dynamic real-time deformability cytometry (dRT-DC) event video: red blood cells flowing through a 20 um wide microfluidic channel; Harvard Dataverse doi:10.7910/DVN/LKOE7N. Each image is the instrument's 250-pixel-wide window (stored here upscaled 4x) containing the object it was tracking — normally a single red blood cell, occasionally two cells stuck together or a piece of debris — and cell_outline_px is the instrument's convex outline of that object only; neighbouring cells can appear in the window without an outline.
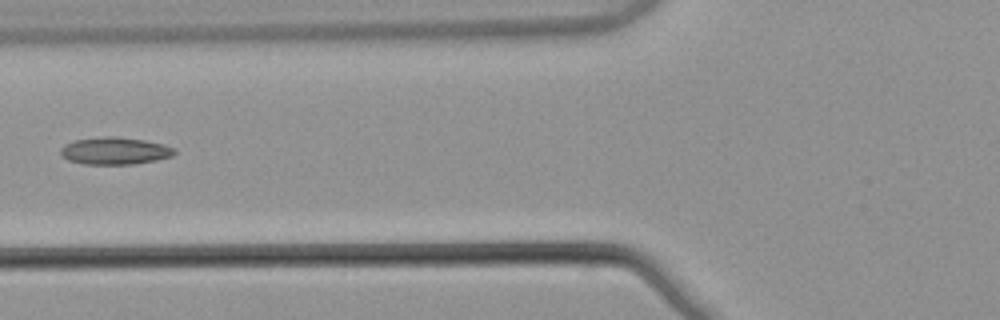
{"species": "common noctule bat (a hibernating species)", "species_latin": "Nyctalus noctula", "temperature_condition": "warm", "stored_images_in_passage": 6, "camera_frame_rate_fps": 3000, "um_per_image_px": 0.085, "animal": {"sex": "male", "body_mass_g": 21.5, "forearm_length_mm": 52.0}, "frame": {"image": 1, "passage_image": 6, "time_ms": 1.667, "image_size_px": [1000, 320], "cell_outline_px": [[176, 152], [172, 156], [156, 160], [132, 164], [84, 164], [68, 160], [60, 152], [60, 148], [64, 144], [76, 140], [104, 136], [116, 136], [144, 140], [164, 144], [176, 148]], "centroid_in_image_um": [9.78, 12.81], "position_along_channel_um": 116.0, "area_um2": 18.09}}